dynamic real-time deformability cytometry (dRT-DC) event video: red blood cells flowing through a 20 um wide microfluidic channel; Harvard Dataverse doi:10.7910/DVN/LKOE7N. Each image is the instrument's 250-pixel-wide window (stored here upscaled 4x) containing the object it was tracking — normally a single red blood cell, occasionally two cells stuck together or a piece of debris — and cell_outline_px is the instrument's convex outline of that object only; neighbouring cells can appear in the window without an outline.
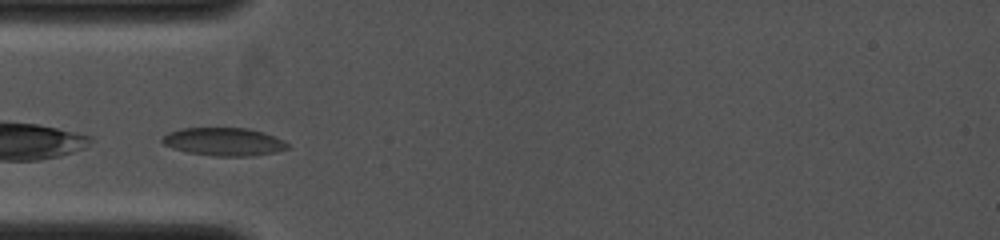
{"species": "common noctule bat (a hibernating species)", "species_latin": "Nyctalus noctula", "temperature_condition": "cold", "stored_images_in_passage": 7, "camera_frame_rate_fps": 4000, "um_per_image_px": 0.085, "animal": {"sex": "female", "body_mass_g": 19.0, "forearm_length_mm": 53.3}, "frame": {"image": 1, "passage_image": 1, "time_ms": 0.0, "image_size_px": [1000, 240], "cell_outline_px": [[288, 148], [276, 152], [252, 156], [216, 156], [188, 152], [172, 148], [164, 144], [160, 140], [168, 132], [180, 128], [248, 128], [264, 132], [284, 140], [288, 144]], "centroid_in_image_um": [19.03, 12.04], "position_along_channel_um": 66.0, "area_um2": 20.52}}
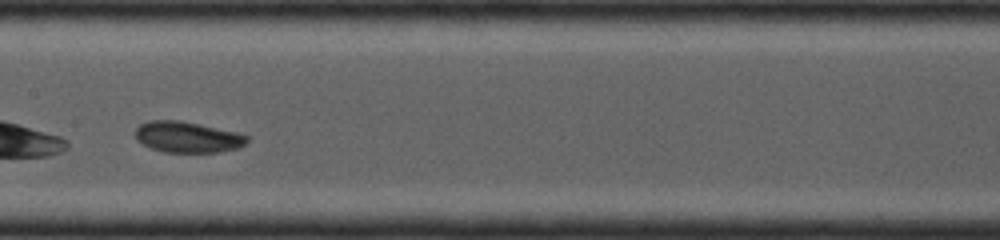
{"frame": {"image": 2, "passage_image": 5, "time_ms": 2.5, "image_size_px": [1000, 240], "cell_outline_px": [[248, 140], [240, 148], [220, 152], [164, 152], [152, 148], [136, 140], [136, 128], [140, 124], [148, 120], [180, 120], [200, 124], [236, 132], [248, 136]], "centroid_in_image_um": [15.94, 11.65], "position_along_channel_um": 191.5, "area_um2": 20.17}}
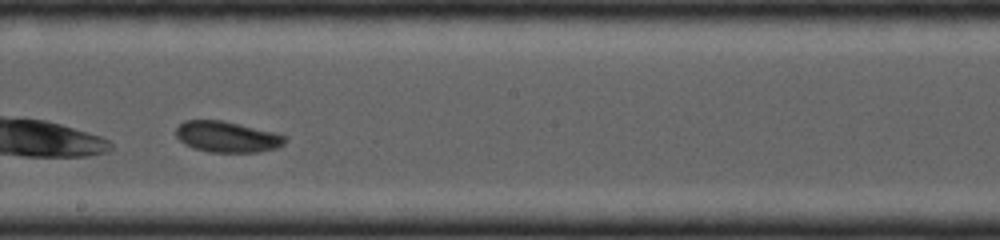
{"frame": {"image": 3, "passage_image": 6, "time_ms": 3.25, "image_size_px": [1000, 240], "cell_outline_px": [[288, 140], [280, 148], [260, 152], [208, 152], [192, 148], [184, 144], [176, 136], [176, 128], [184, 120], [220, 120], [276, 132], [288, 136]], "centroid_in_image_um": [19.35, 11.64], "position_along_channel_um": 228.8, "area_um2": 20.0}}